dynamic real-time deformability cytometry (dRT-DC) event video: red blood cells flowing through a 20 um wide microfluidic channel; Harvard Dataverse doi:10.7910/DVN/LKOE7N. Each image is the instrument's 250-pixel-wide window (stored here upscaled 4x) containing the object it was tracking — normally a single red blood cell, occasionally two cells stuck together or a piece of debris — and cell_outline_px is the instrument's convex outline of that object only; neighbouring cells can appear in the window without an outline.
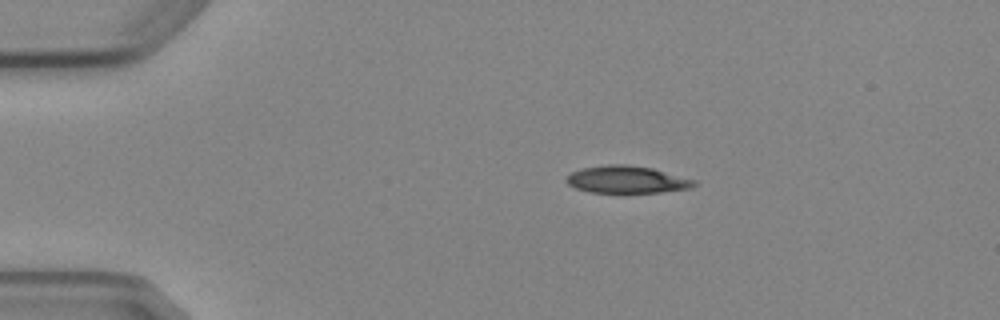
{"species": "Egyptian fruit bat (a non-hibernating species)", "species_latin": "Rousettus aegyptiacus", "temperature_condition": "cold", "stored_images_in_passage": 5, "camera_frame_rate_fps": 3000, "um_per_image_px": 0.085, "animal": {"sex": "female"}, "frame": {"image": 1, "passage_image": 1, "time_ms": 0.0, "image_size_px": [1000, 320], "cell_outline_px": [[700, 184], [692, 188], [660, 192], [588, 192], [576, 188], [568, 184], [564, 180], [572, 172], [580, 168], [608, 164], [628, 164], [652, 168], [696, 180]], "centroid_in_image_um": [53.3, 15.25], "position_along_channel_um": 31.7, "area_um2": 20.4}}
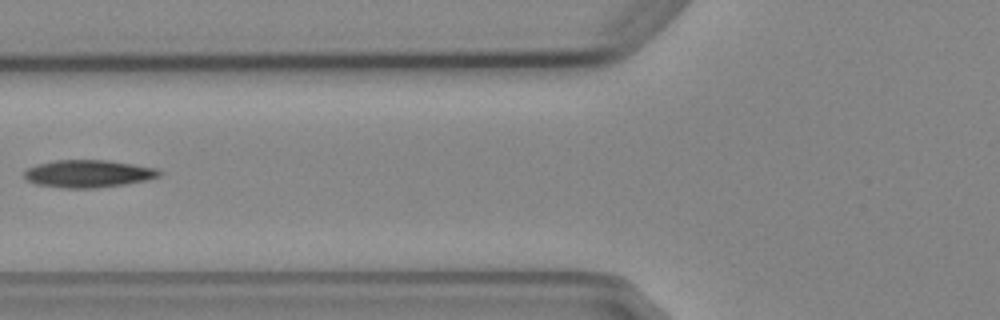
{"frame": {"image": 2, "passage_image": 4, "time_ms": 3.667, "image_size_px": [1000, 320], "cell_outline_px": [[164, 172], [160, 176], [148, 180], [124, 184], [96, 188], [64, 188], [36, 184], [28, 180], [24, 176], [24, 172], [28, 168], [36, 164], [56, 160], [108, 160], [160, 168]], "centroid_in_image_um": [7.57, 14.76], "position_along_channel_um": 118.2, "area_um2": 21.85}}
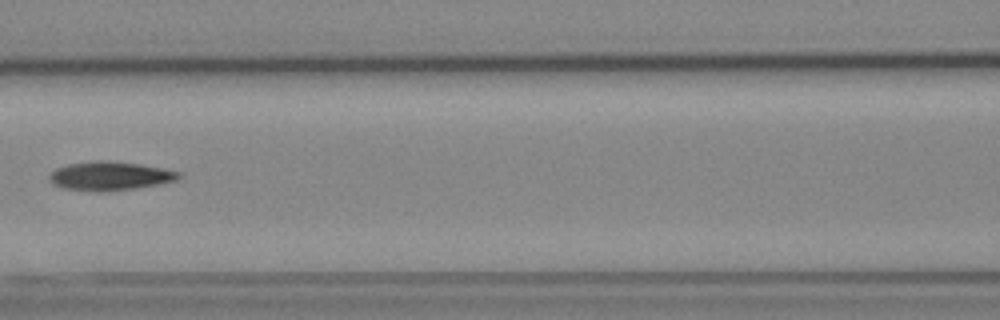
{"frame": {"image": 3, "passage_image": 5, "time_ms": 4.667, "image_size_px": [1000, 320], "cell_outline_px": [[184, 176], [176, 180], [136, 188], [104, 192], [64, 188], [52, 184], [48, 180], [48, 176], [56, 168], [68, 164], [92, 160], [112, 160], [140, 164], [164, 168], [180, 172]], "centroid_in_image_um": [9.34, 14.94], "position_along_channel_um": 157.3, "area_um2": 21.91}}